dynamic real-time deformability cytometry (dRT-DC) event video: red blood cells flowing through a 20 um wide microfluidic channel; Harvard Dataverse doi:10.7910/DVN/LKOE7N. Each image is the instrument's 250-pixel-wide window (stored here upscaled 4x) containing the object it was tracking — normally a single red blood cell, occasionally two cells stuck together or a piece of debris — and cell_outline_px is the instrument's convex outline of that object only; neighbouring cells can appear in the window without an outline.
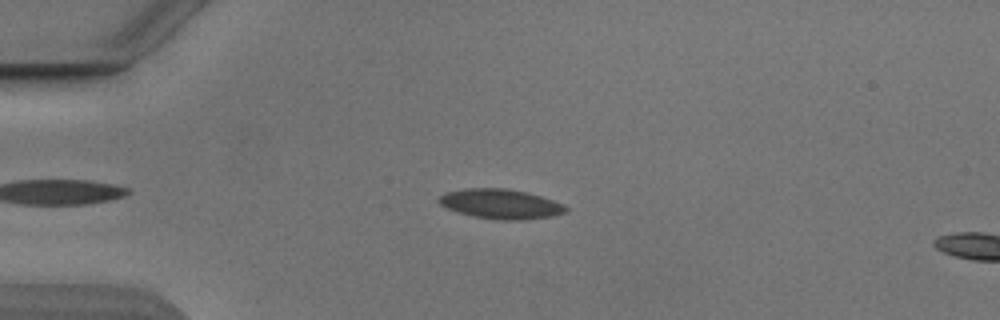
{"species": "Egyptian fruit bat (a non-hibernating species)", "species_latin": "Rousettus aegyptiacus", "temperature_condition": "cold", "stored_images_in_passage": 20, "camera_frame_rate_fps": 3000, "um_per_image_px": 0.085, "animal": {"sex": "male"}, "frame": {"image": 1, "passage_image": 11, "time_ms": 3.333, "image_size_px": [1000, 320], "cell_outline_px": [[568, 208], [564, 212], [552, 216], [520, 220], [496, 220], [472, 216], [456, 212], [440, 204], [436, 200], [440, 196], [448, 192], [468, 188], [504, 188], [528, 192], [564, 204]], "centroid_in_image_um": [42.54, 17.34], "position_along_channel_um": 42.5, "area_um2": 21.91}}
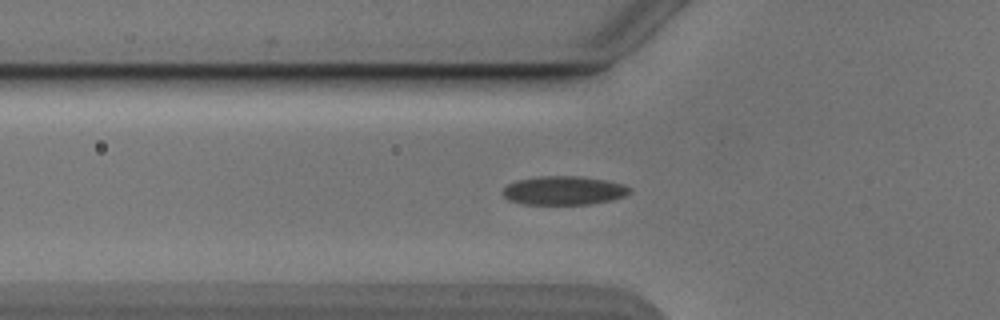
{"frame": {"image": 2, "passage_image": 16, "time_ms": 5.0, "image_size_px": [1000, 320], "cell_outline_px": [[632, 192], [624, 196], [612, 200], [592, 204], [524, 204], [508, 200], [500, 192], [508, 184], [516, 180], [536, 176], [580, 176], [604, 180], [624, 184], [632, 188]], "centroid_in_image_um": [47.92, 16.19], "position_along_channel_um": 77.9, "area_um2": 21.5}}
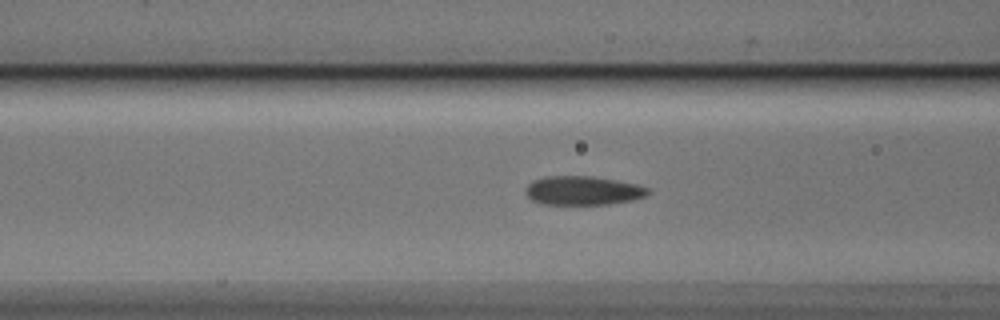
{"frame": {"image": 3, "passage_image": 19, "time_ms": 6.0, "image_size_px": [1000, 320], "cell_outline_px": [[652, 192], [648, 196], [632, 200], [608, 204], [540, 204], [532, 200], [524, 192], [524, 188], [532, 180], [544, 176], [592, 176], [616, 180], [636, 184], [648, 188]], "centroid_in_image_um": [49.54, 16.19], "position_along_channel_um": 117.1, "area_um2": 20.87}}